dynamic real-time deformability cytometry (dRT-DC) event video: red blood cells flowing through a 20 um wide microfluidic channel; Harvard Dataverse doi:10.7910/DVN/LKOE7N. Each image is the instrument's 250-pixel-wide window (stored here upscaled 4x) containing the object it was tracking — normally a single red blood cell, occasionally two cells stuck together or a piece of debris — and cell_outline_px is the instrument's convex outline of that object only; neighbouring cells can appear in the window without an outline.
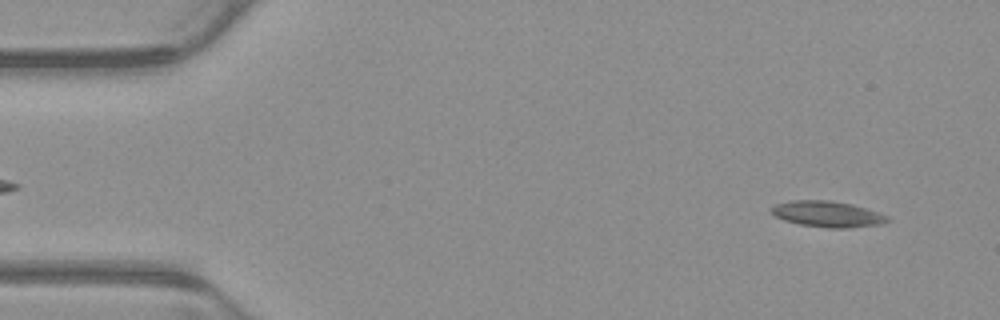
{"species": "common noctule bat (a hibernating species)", "species_latin": "Nyctalus noctula", "temperature_condition": "warm", "stored_images_in_passage": 4, "camera_frame_rate_fps": 3000, "um_per_image_px": 0.085, "animal": {"sex": "male", "body_mass_g": 23.1, "forearm_length_mm": 52.7}, "frame": {"image": 1, "passage_image": 1, "time_ms": 0.0, "image_size_px": [1000, 320], "cell_outline_px": [[892, 220], [880, 224], [848, 228], [828, 228], [800, 224], [784, 220], [776, 216], [772, 212], [772, 208], [776, 204], [792, 200], [828, 200], [852, 204], [888, 216]], "centroid_in_image_um": [70.35, 18.2], "position_along_channel_um": 14.6, "area_um2": 17.34}}
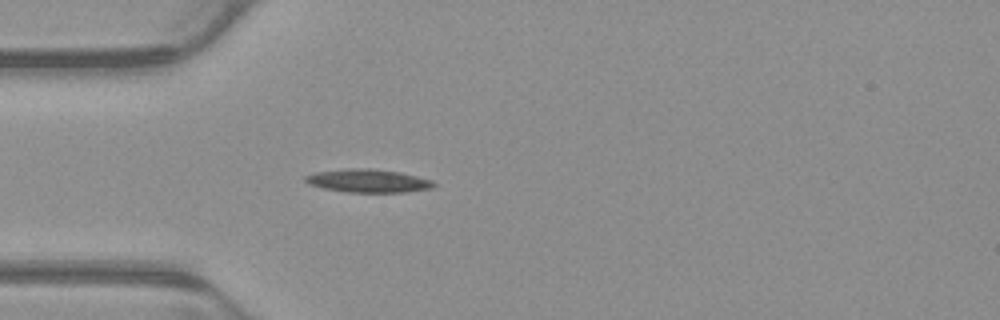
{"frame": {"image": 2, "passage_image": 4, "time_ms": 1.0, "image_size_px": [1000, 320], "cell_outline_px": [[436, 184], [432, 188], [404, 192], [348, 192], [324, 188], [308, 184], [304, 180], [304, 176], [316, 172], [352, 168], [368, 168], [400, 172], [432, 180]], "centroid_in_image_um": [31.28, 15.37], "position_along_channel_um": 53.7, "area_um2": 17.22}}